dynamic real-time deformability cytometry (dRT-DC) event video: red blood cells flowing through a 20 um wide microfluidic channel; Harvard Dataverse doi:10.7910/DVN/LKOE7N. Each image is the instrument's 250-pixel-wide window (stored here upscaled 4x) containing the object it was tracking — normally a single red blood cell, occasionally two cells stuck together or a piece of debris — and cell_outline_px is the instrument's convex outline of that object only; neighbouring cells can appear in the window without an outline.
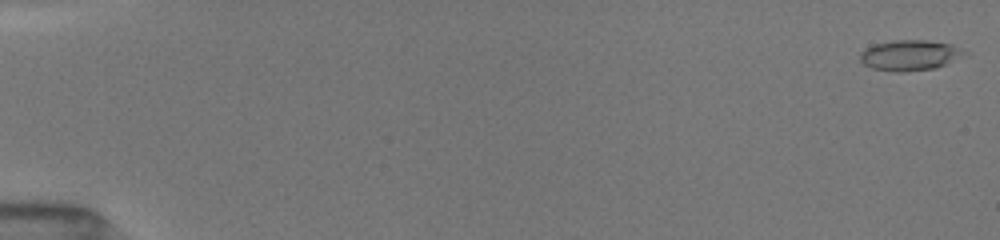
{"species": "common noctule bat (a hibernating species)", "species_latin": "Nyctalus noctula", "temperature_condition": "room temperature", "stored_images_in_passage": 52, "camera_frame_rate_fps": 3000, "um_per_image_px": 0.085, "animal": {"sex": "female", "body_mass_g": 19.5, "forearm_length_mm": 54.1}, "frame": {"image": 1, "passage_image": 1, "time_ms": 0.0, "image_size_px": [1000, 240], "cell_outline_px": [[968, 52], [936, 68], [904, 72], [896, 72], [872, 68], [864, 64], [860, 60], [860, 52], [864, 48], [872, 44], [896, 40], [924, 40], [952, 44]], "centroid_in_image_um": [77.28, 4.69], "position_along_channel_um": 7.7, "area_um2": 18.44}}
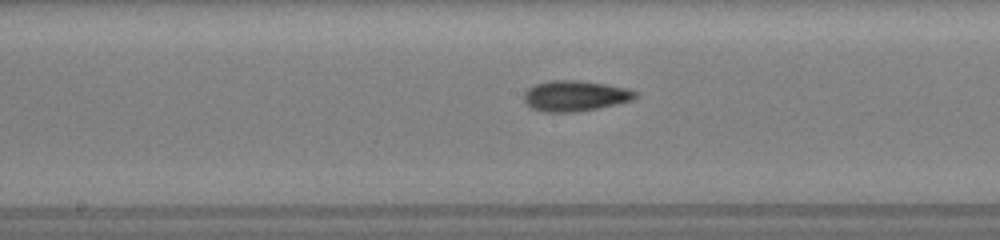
{"frame": {"image": 2, "passage_image": 28, "time_ms": 9.0, "image_size_px": [1000, 240], "cell_outline_px": [[640, 92], [632, 100], [616, 104], [596, 108], [572, 112], [548, 112], [532, 108], [524, 100], [524, 92], [528, 88], [536, 84], [552, 80], [576, 80], [604, 84], [628, 88]], "centroid_in_image_um": [48.9, 8.14], "position_along_channel_um": 199.3, "area_um2": 19.65}}
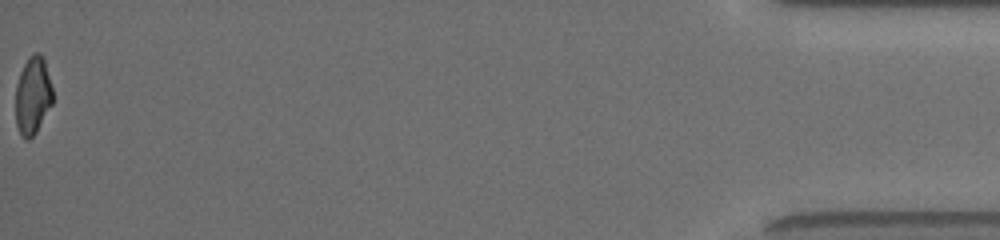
{"frame": {"image": 3, "passage_image": 52, "time_ms": 17.0, "image_size_px": [1000, 240], "cell_outline_px": [[52, 104], [36, 132], [28, 140], [24, 140], [20, 136], [16, 124], [16, 84], [20, 72], [28, 56], [32, 52], [40, 52], [44, 56], [52, 88]], "centroid_in_image_um": [2.78, 8.1], "position_along_channel_um": 432.4, "area_um2": 17.05}, "authors_computed_cell_mechanics": {"area_um2": 18.1492, "velocity_mm_per_s": 4.0394, "shape_relaxation_time_tau1_ms": 4.5388, "shape_relaxation_time_tau2_ms": 2.6748, "deformation_change_tau1": 0.1547, "deformation_change_tau2": 0.0988}}